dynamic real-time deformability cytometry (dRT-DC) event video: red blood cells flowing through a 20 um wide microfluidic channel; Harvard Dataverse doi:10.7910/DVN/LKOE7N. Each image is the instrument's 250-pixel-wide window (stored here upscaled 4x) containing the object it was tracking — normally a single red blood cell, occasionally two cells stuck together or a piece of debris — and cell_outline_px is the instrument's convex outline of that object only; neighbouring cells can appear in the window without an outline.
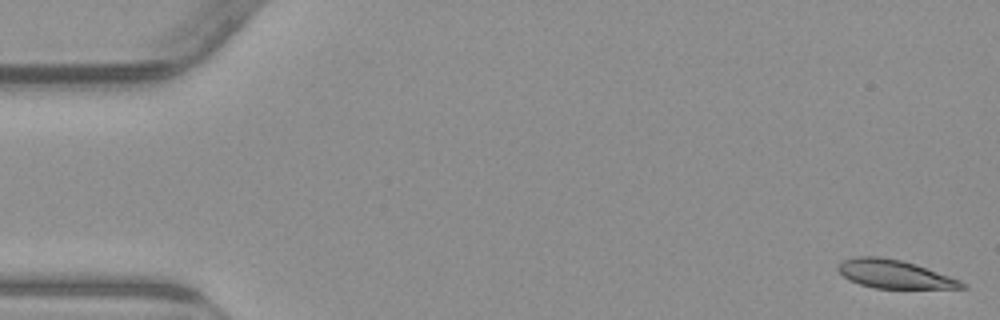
{"species": "common noctule bat (a hibernating species)", "species_latin": "Nyctalus noctula", "temperature_condition": "warm", "stored_images_in_passage": 54, "camera_frame_rate_fps": 3000, "um_per_image_px": 0.085, "animal": {"sex": "male", "body_mass_g": 23.1, "forearm_length_mm": 52.7}, "frame": {"image": 1, "passage_image": 1, "time_ms": 0.0, "image_size_px": [1000, 320], "cell_outline_px": [[968, 288], [872, 288], [848, 280], [836, 268], [844, 260], [860, 256], [880, 256], [900, 260], [916, 264], [960, 280], [968, 284]], "centroid_in_image_um": [76.04, 23.3], "position_along_channel_um": 9.0, "area_um2": 20.35}}
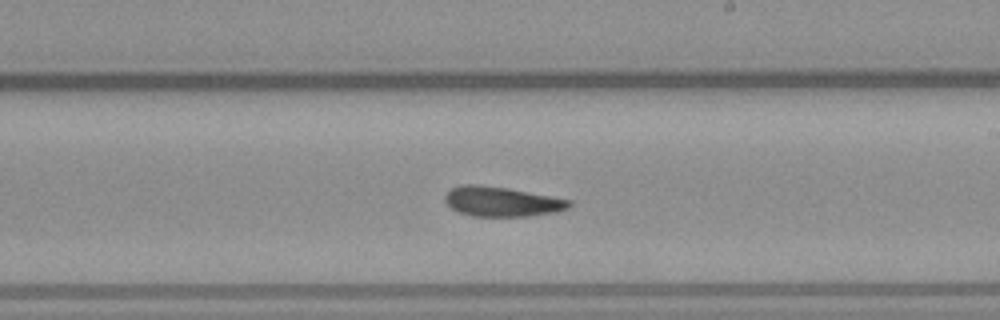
{"frame": {"image": 2, "passage_image": 31, "time_ms": 10.0, "image_size_px": [1000, 320], "cell_outline_px": [[572, 204], [568, 208], [556, 212], [528, 216], [472, 216], [460, 212], [452, 208], [444, 200], [444, 196], [452, 188], [464, 184], [476, 184], [508, 188], [552, 196], [572, 200]], "centroid_in_image_um": [42.67, 17.13], "position_along_channel_um": 246.3, "area_um2": 21.5}}
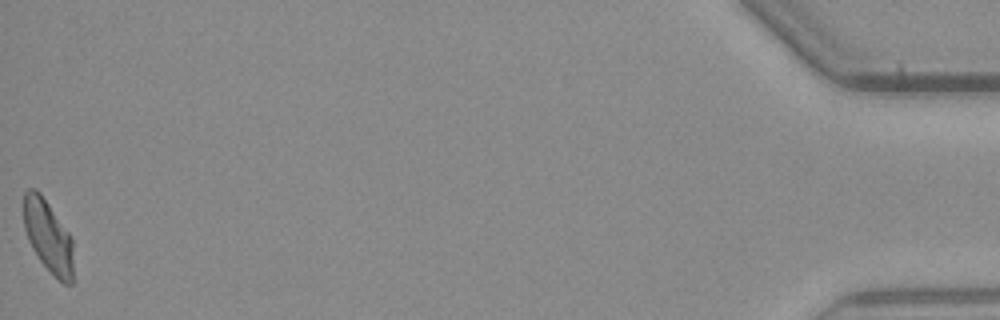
{"frame": {"image": 3, "passage_image": 54, "time_ms": 17.667, "image_size_px": [1000, 320], "cell_outline_px": [[72, 284], [64, 284], [40, 260], [32, 248], [28, 240], [24, 228], [24, 192], [28, 188], [36, 188], [40, 192], [68, 232], [72, 240]], "centroid_in_image_um": [4.07, 20.04], "position_along_channel_um": 431.1, "area_um2": 20.52}, "authors_computed_cell_mechanics": {"area_um2": 21.5594, "velocity_mm_per_s": 3.8069, "shape_relaxation_time_tau1_ms": 5.5681, "shape_relaxation_time_tau2_ms": 4.2621, "deformation_change_tau1": 0.1676, "deformation_change_tau2": 0.1262}}